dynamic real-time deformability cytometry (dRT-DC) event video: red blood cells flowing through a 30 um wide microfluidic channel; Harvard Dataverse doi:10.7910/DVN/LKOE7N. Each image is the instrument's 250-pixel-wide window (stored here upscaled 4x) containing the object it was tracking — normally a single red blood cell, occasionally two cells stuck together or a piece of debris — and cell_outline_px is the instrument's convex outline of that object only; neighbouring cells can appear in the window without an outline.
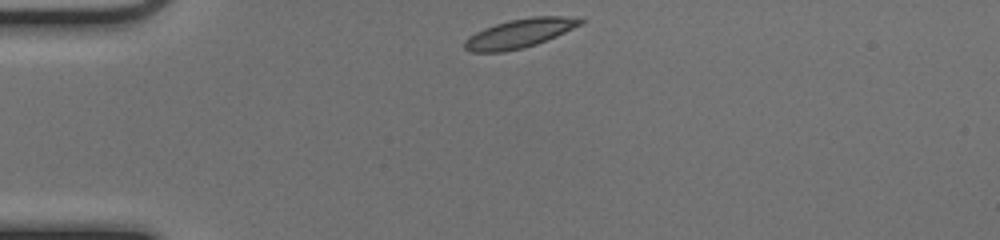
{"species": "common noctule bat (a hibernating species)", "species_latin": "Nyctalus noctula", "temperature_condition": "cold", "stored_images_in_passage": 40, "camera_frame_rate_fps": 3000, "um_per_image_px": 0.085, "animal": {"sex": "female", "body_mass_g": 17.0, "forearm_length_mm": 48.0}, "frame": {"image": 1, "passage_image": 1, "time_ms": 0.0, "image_size_px": [1000, 240], "cell_outline_px": [[588, 20], [556, 36], [536, 44], [524, 48], [504, 52], [472, 52], [464, 48], [464, 40], [468, 36], [484, 28], [508, 20], [532, 16], [580, 16]], "centroid_in_image_um": [44.18, 2.82], "position_along_channel_um": 40.8, "area_um2": 19.71}}
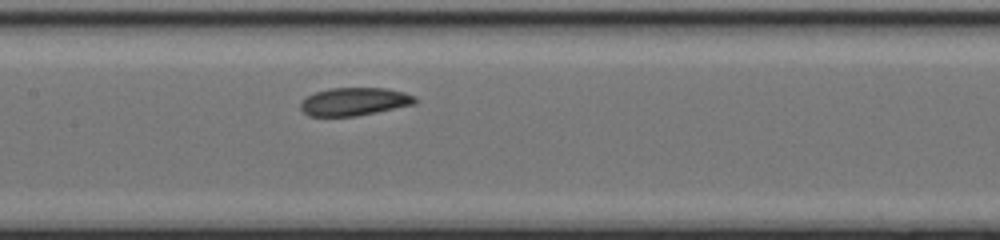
{"frame": {"image": 2, "passage_image": 14, "time_ms": 4.333, "image_size_px": [1000, 240], "cell_outline_px": [[416, 104], [356, 116], [308, 116], [300, 108], [300, 100], [316, 92], [328, 88], [388, 88], [404, 92], [416, 96]], "centroid_in_image_um": [30.12, 8.63], "position_along_channel_um": 177.3, "area_um2": 18.79}}
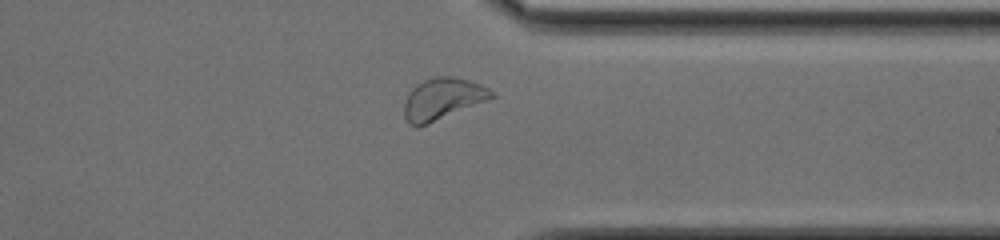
{"frame": {"image": 3, "passage_image": 29, "time_ms": 9.333, "image_size_px": [1000, 240], "cell_outline_px": [[496, 96], [488, 100], [428, 124], [416, 128], [408, 124], [404, 116], [404, 104], [412, 88], [416, 84], [424, 80], [436, 76], [456, 76], [480, 84], [496, 92]], "centroid_in_image_um": [37.63, 8.41], "position_along_channel_um": 373.8, "area_um2": 21.33}, "authors_computed_cell_mechanics": {"area_um2": 19.5364, "velocity_mm_per_s": 3.9686, "shape_relaxation_time_tau1_ms": 3.2222, "shape_relaxation_time_tau2_ms": null, "deformation_change_tau1": 0.0685, "deformation_change_tau2": null}}